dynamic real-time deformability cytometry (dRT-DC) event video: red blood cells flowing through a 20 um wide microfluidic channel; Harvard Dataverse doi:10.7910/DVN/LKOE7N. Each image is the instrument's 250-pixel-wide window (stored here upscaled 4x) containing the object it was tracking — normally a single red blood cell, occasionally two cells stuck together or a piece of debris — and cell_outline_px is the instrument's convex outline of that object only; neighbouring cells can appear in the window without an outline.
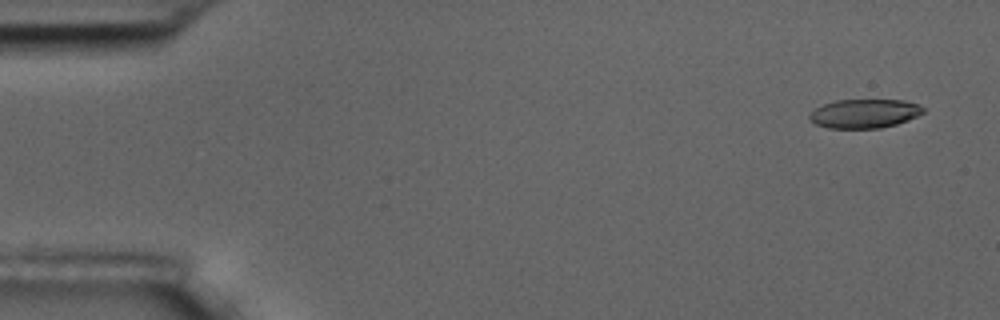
{"species": "common noctule bat (a hibernating species)", "species_latin": "Nyctalus noctula", "temperature_condition": "room temperature", "stored_images_in_passage": 4, "camera_frame_rate_fps": 3000, "um_per_image_px": 0.085, "animal": {"sex": "male", "body_mass_g": 17.5, "forearm_length_mm": 52.3}, "frame": {"image": 1, "passage_image": 1, "time_ms": 0.0, "image_size_px": [1000, 320], "cell_outline_px": [[924, 112], [908, 120], [896, 124], [880, 128], [828, 128], [816, 124], [808, 116], [816, 108], [824, 104], [836, 100], [904, 100], [916, 104], [924, 108]], "centroid_in_image_um": [73.48, 9.65], "position_along_channel_um": 11.5, "area_um2": 18.96}}
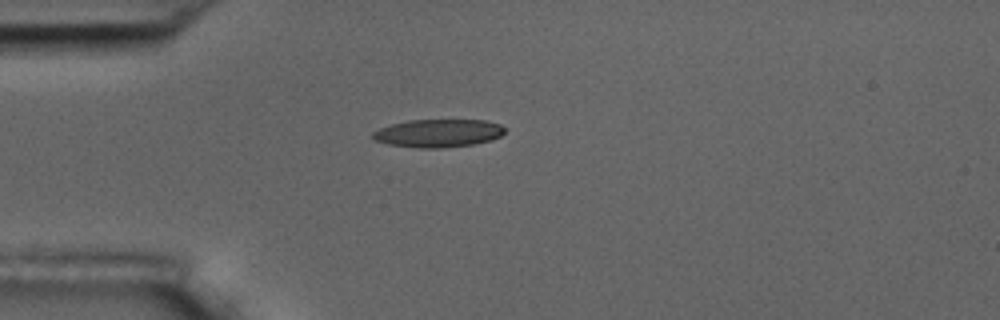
{"frame": {"image": 2, "passage_image": 4, "time_ms": 4.0, "image_size_px": [1000, 320], "cell_outline_px": [[508, 128], [500, 136], [492, 140], [472, 144], [440, 148], [420, 148], [388, 144], [376, 140], [372, 136], [372, 132], [380, 128], [392, 124], [408, 120], [484, 120], [500, 124]], "centroid_in_image_um": [37.28, 11.31], "position_along_channel_um": 47.7, "area_um2": 21.5}}